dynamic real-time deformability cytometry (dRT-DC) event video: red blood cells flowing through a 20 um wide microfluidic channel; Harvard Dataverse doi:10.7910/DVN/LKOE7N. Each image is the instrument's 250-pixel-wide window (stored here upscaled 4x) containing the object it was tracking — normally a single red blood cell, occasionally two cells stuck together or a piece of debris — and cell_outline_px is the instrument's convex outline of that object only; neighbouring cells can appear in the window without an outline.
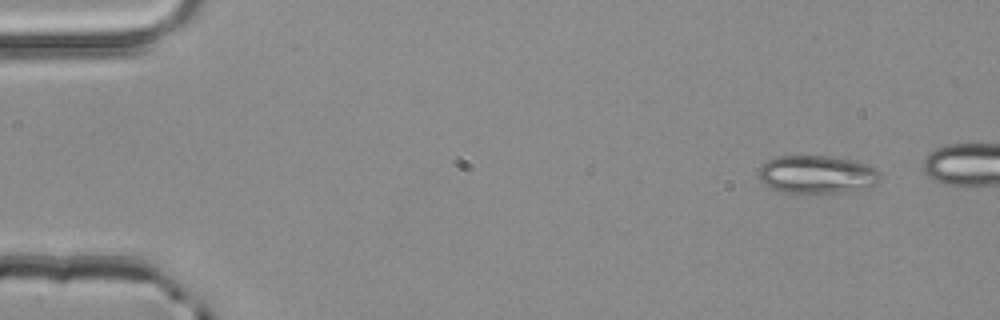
{"species": "common noctule bat (a hibernating species)", "species_latin": "Nyctalus noctula", "temperature_condition": "room temperature", "stored_images_in_passage": 5, "camera_frame_rate_fps": 3000, "um_per_image_px": 0.085, "animal": {"sex": "male", "body_mass_g": 20.4}, "frame": {"image": 1, "passage_image": 1, "time_ms": 0.0, "image_size_px": [1000, 320], "cell_outline_px": [[880, 176], [876, 184], [868, 188], [848, 192], [784, 192], [772, 188], [764, 184], [760, 180], [756, 172], [768, 160], [780, 156], [828, 156], [856, 160], [868, 164], [876, 168], [880, 172]], "centroid_in_image_um": [69.48, 14.82], "position_along_channel_um": 15.5, "area_um2": 27.05}}